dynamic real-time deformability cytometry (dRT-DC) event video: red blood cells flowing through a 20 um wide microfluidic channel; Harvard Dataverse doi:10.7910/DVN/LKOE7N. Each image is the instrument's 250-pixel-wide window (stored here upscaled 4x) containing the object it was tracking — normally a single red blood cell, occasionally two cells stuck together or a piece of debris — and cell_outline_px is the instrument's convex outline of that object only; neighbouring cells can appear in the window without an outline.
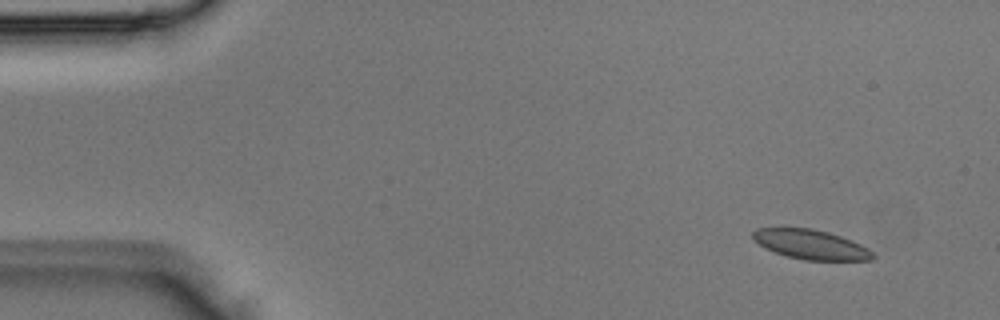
{"species": "Egyptian fruit bat (a non-hibernating species)", "species_latin": "Rousettus aegyptiacus", "temperature_condition": "room temperature", "stored_images_in_passage": 3, "camera_frame_rate_fps": 3000, "um_per_image_px": 0.085, "animal": {"sex": "male"}, "frame": {"image": 1, "passage_image": 1, "time_ms": 0.0, "image_size_px": [1000, 320], "cell_outline_px": [[876, 256], [872, 260], [804, 260], [788, 256], [764, 248], [752, 240], [752, 232], [756, 228], [812, 228], [828, 232], [852, 240], [868, 248]], "centroid_in_image_um": [68.91, 20.78], "position_along_channel_um": 16.1, "area_um2": 20.69}}